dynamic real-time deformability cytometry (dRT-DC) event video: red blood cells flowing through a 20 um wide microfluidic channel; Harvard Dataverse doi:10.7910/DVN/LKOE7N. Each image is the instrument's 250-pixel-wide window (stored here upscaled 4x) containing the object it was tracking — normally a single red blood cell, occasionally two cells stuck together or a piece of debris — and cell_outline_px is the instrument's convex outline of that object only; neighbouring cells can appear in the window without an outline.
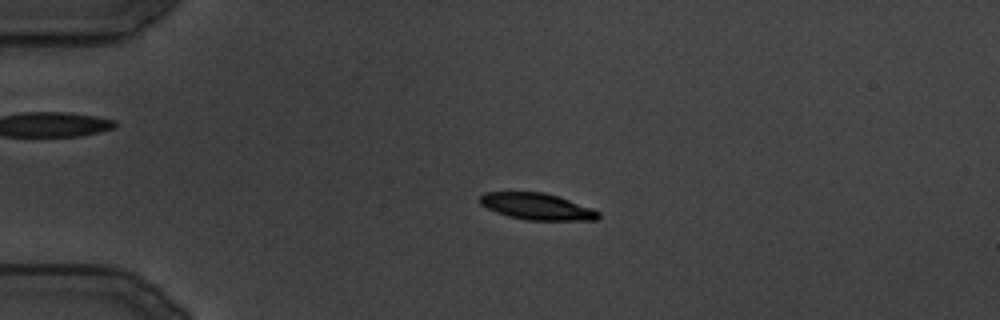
{"species": "common noctule bat (a hibernating species)", "species_latin": "Nyctalus noctula", "temperature_condition": "cold", "stored_images_in_passage": 111, "camera_frame_rate_fps": 3000, "um_per_image_px": 0.085, "animal": {"sex": "male", "body_mass_g": 19.5, "forearm_length_mm": 54.6}, "frame": {"image": 1, "passage_image": 15, "time_ms": 4.667, "image_size_px": [1000, 320], "cell_outline_px": [[600, 216], [596, 220], [528, 220], [508, 216], [496, 212], [480, 204], [480, 196], [484, 192], [544, 192], [592, 208], [600, 212]], "centroid_in_image_um": [45.63, 17.55], "position_along_channel_um": 39.4, "area_um2": 18.15}}
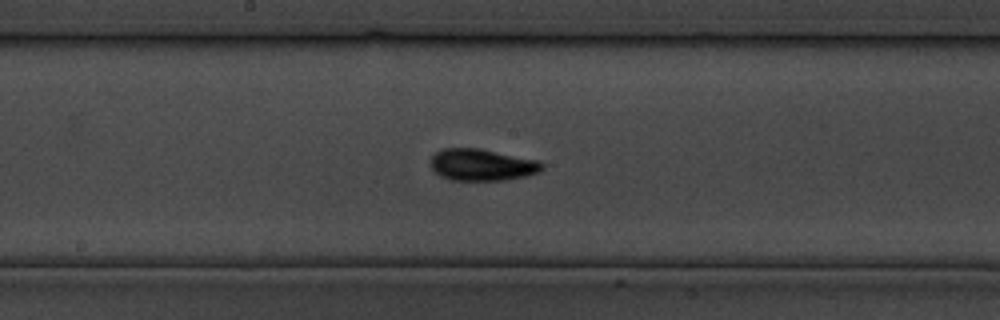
{"frame": {"image": 2, "passage_image": 53, "time_ms": 17.333, "image_size_px": [1000, 320], "cell_outline_px": [[544, 168], [540, 172], [528, 176], [504, 180], [452, 180], [440, 176], [432, 168], [432, 156], [436, 152], [444, 148], [480, 148], [540, 160], [544, 164]], "centroid_in_image_um": [41.03, 14.0], "position_along_channel_um": 207.2, "area_um2": 20.81}}
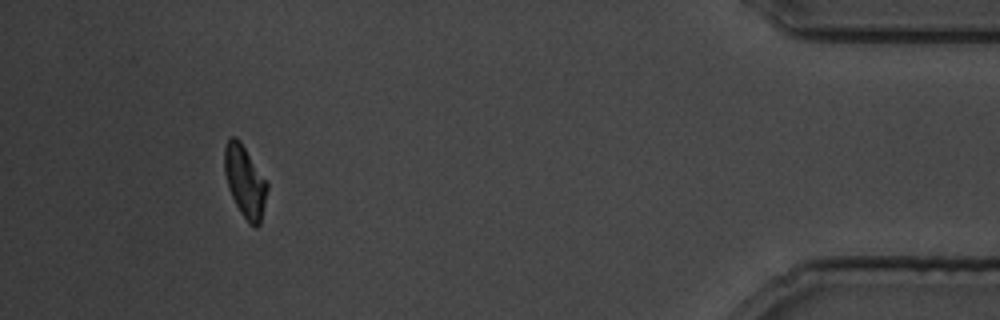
{"frame": {"image": 3, "passage_image": 102, "time_ms": 33.667, "image_size_px": [1000, 320], "cell_outline_px": [[268, 188], [260, 224], [256, 228], [240, 212], [228, 188], [224, 172], [224, 148], [228, 140], [232, 136], [236, 136], [240, 140], [268, 184]], "centroid_in_image_um": [20.8, 15.4], "position_along_channel_um": 414.4, "area_um2": 17.57}}